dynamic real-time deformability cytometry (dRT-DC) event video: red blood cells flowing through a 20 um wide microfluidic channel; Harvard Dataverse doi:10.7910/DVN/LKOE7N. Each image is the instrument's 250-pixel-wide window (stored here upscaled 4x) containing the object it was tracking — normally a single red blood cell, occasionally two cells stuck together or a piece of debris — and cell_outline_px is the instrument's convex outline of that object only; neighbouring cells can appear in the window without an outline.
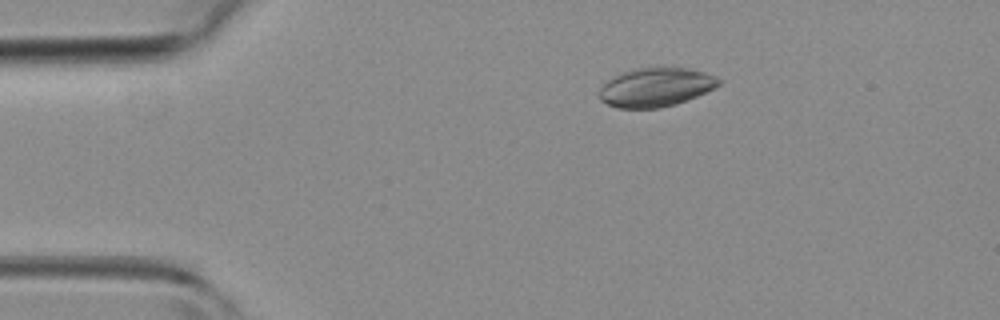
{"species": "common noctule bat (a hibernating species)", "species_latin": "Nyctalus noctula", "temperature_condition": "room temperature", "stored_images_in_passage": 45, "camera_frame_rate_fps": 3000, "um_per_image_px": 0.085, "animal": {"sex": "female", "body_mass_g": 19.3, "forearm_length_mm": 54.1}, "frame": {"image": 1, "passage_image": 8, "time_ms": 2.333, "image_size_px": [1000, 320], "cell_outline_px": [[724, 80], [716, 88], [676, 104], [660, 108], [616, 108], [600, 100], [600, 88], [608, 80], [632, 68], [688, 68], [704, 72], [716, 76]], "centroid_in_image_um": [55.78, 7.42], "position_along_channel_um": 29.2, "area_um2": 26.99}}
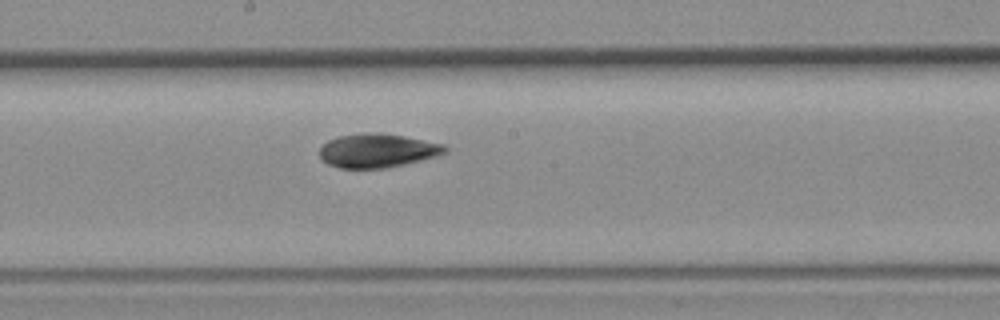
{"frame": {"image": 2, "passage_image": 24, "time_ms": 7.667, "image_size_px": [1000, 320], "cell_outline_px": [[448, 148], [444, 152], [436, 156], [388, 168], [340, 168], [328, 164], [320, 160], [320, 148], [328, 140], [340, 136], [368, 132], [380, 132], [404, 136], [444, 144]], "centroid_in_image_um": [32.06, 12.8], "position_along_channel_um": 216.1, "area_um2": 24.68}}
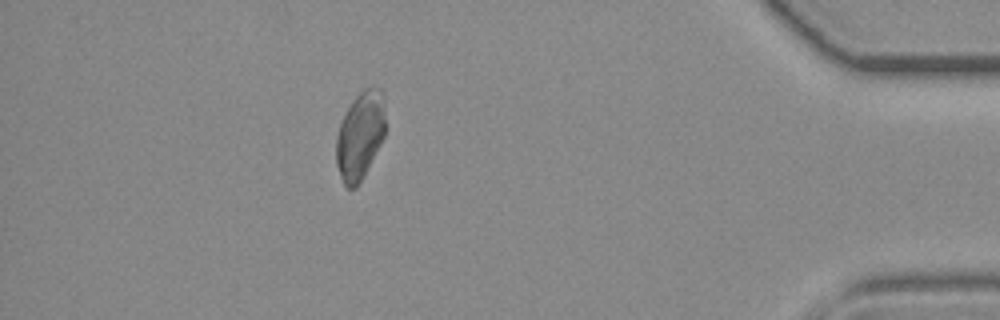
{"frame": {"image": 3, "passage_image": 40, "time_ms": 13.0, "image_size_px": [1000, 320], "cell_outline_px": [[384, 136], [364, 176], [356, 188], [348, 188], [344, 184], [340, 176], [336, 164], [336, 136], [340, 124], [352, 100], [364, 88], [380, 88], [384, 96]], "centroid_in_image_um": [30.6, 11.54], "position_along_channel_um": 404.6, "area_um2": 24.97}}